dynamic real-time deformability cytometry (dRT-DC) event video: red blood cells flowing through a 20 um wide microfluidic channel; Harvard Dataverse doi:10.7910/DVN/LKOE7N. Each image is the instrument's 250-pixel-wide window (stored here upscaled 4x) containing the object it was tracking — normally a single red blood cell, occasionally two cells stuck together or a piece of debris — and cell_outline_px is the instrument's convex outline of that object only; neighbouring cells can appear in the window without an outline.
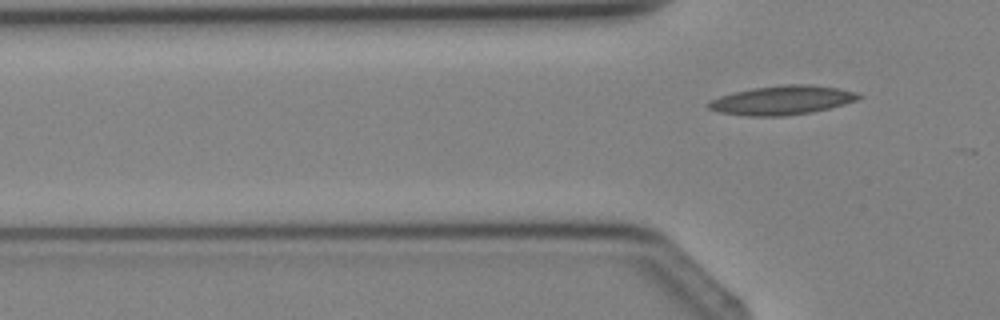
{"species": "Egyptian fruit bat (a non-hibernating species)", "species_latin": "Rousettus aegyptiacus", "temperature_condition": "cold", "stored_images_in_passage": 5, "camera_frame_rate_fps": 3000, "um_per_image_px": 0.085, "animal": {"sex": "female"}, "frame": {"image": 1, "passage_image": 5, "time_ms": 5.667, "image_size_px": [1000, 320], "cell_outline_px": [[864, 96], [856, 100], [844, 104], [812, 112], [784, 116], [748, 116], [720, 112], [708, 108], [708, 104], [712, 100], [720, 96], [732, 92], [752, 88], [788, 84], [804, 84], [836, 88], [852, 92]], "centroid_in_image_um": [66.45, 8.52], "position_along_channel_um": 59.4, "area_um2": 25.03}}